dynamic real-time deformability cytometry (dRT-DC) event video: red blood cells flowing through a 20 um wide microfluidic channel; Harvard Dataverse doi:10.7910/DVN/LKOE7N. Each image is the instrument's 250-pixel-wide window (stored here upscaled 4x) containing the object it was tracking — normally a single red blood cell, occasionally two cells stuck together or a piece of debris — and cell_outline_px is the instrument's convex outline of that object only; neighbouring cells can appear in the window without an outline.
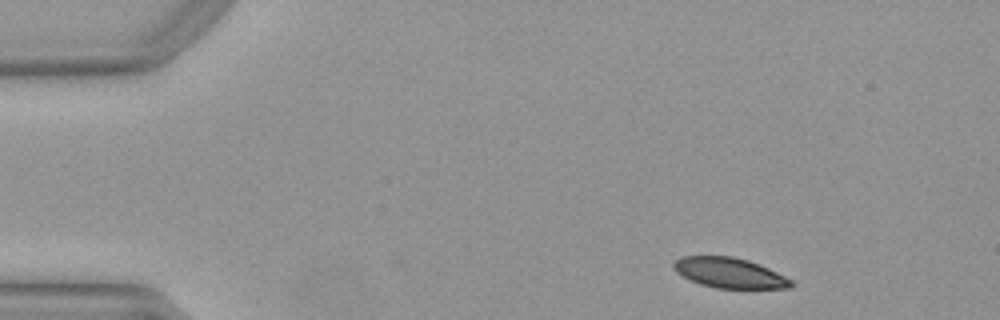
{"species": "Egyptian fruit bat (a non-hibernating species)", "species_latin": "Rousettus aegyptiacus", "temperature_condition": "warm", "stored_images_in_passage": 43, "camera_frame_rate_fps": 3000, "um_per_image_px": 0.085, "animal": {"sex": "female"}, "frame": {"image": 1, "passage_image": 1, "time_ms": 0.0, "image_size_px": [1000, 320], "cell_outline_px": [[796, 284], [792, 288], [716, 288], [700, 284], [676, 272], [672, 268], [672, 264], [680, 256], [732, 256], [748, 260], [768, 268], [792, 280]], "centroid_in_image_um": [62.01, 23.19], "position_along_channel_um": 23.0, "area_um2": 20.63}}
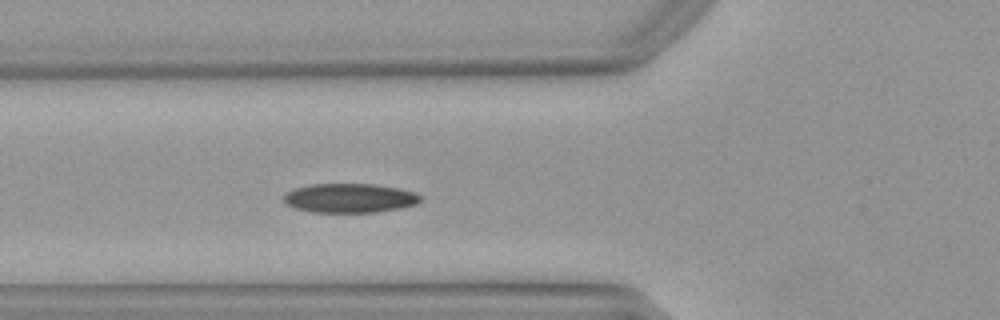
{"frame": {"image": 2, "passage_image": 13, "time_ms": 4.0, "image_size_px": [1000, 320], "cell_outline_px": [[424, 200], [416, 204], [400, 208], [376, 212], [312, 212], [296, 208], [284, 204], [284, 196], [288, 192], [296, 188], [312, 184], [372, 184], [400, 188], [416, 192]], "centroid_in_image_um": [29.76, 16.84], "position_along_channel_um": 96.0, "area_um2": 23.29}}
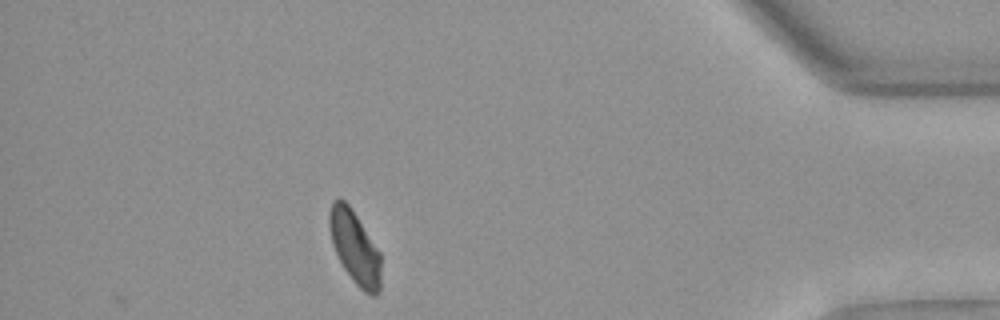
{"frame": {"image": 3, "passage_image": 40, "time_ms": 13.0, "image_size_px": [1000, 320], "cell_outline_px": [[380, 292], [376, 296], [372, 296], [364, 292], [356, 284], [344, 268], [332, 244], [328, 224], [328, 212], [332, 200], [344, 200], [348, 204], [380, 252]], "centroid_in_image_um": [30.15, 21.04], "position_along_channel_um": 405.1, "area_um2": 21.73}, "authors_computed_cell_mechanics": {"area_um2": 23.0044, "velocity_mm_per_s": 3.9624, "shape_relaxation_time_tau1_ms": 3.4744, "shape_relaxation_time_tau2_ms": 4.4374, "deformation_change_tau1": 0.1127, "deformation_change_tau2": 0.0911}}